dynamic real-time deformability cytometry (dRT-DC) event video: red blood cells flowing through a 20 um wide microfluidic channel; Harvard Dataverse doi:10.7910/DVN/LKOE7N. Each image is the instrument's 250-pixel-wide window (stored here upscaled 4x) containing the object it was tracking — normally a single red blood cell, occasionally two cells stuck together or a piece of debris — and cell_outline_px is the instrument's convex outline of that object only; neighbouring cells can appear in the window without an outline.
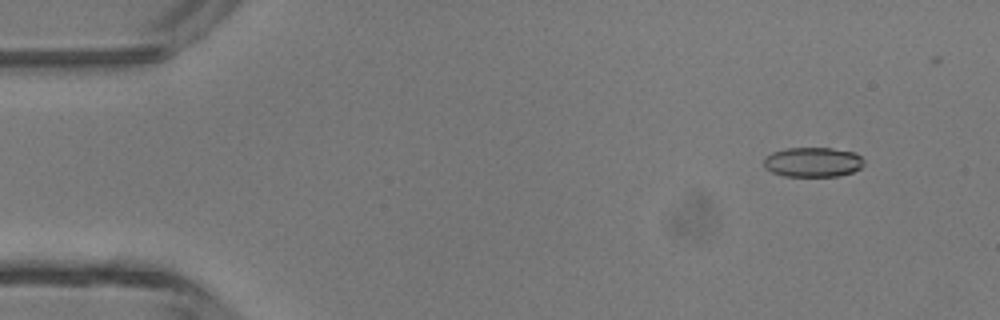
{"species": "common noctule bat (a hibernating species)", "species_latin": "Nyctalus noctula", "temperature_condition": "room temperature", "stored_images_in_passage": 9, "camera_frame_rate_fps": 3000, "um_per_image_px": 0.085, "animal": {"sex": "male", "body_mass_g": 13.3}, "frame": {"image": 1, "passage_image": 1, "time_ms": 0.0, "image_size_px": [1000, 320], "cell_outline_px": [[864, 164], [860, 168], [852, 172], [840, 176], [784, 176], [772, 172], [764, 168], [764, 156], [772, 152], [784, 148], [832, 148], [852, 152], [860, 156], [864, 160]], "centroid_in_image_um": [69.06, 13.78], "position_along_channel_um": 15.9, "area_um2": 17.46}}